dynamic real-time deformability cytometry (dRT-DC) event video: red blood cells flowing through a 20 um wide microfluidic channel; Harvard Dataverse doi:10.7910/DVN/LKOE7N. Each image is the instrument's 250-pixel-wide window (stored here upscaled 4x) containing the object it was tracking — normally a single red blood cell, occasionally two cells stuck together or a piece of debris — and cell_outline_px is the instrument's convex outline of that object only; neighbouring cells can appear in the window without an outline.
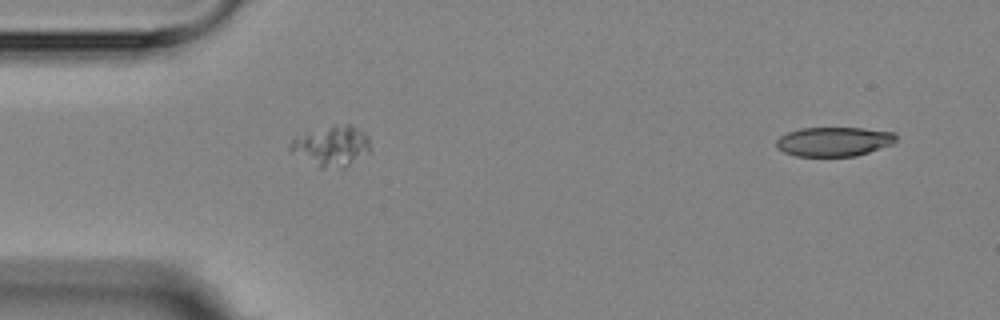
{"species": "Egyptian fruit bat (a non-hibernating species)", "species_latin": "Rousettus aegyptiacus", "temperature_condition": "room temperature", "stored_images_in_passage": 3, "segment_of_instrument_passage": [2, 2], "camera_frame_rate_fps": 3000, "um_per_image_px": 0.085, "animal": {"sex": "female"}, "frame": {"image": 1, "passage_image": 3, "time_ms": 2.667, "image_size_px": [1000, 320], "cell_outline_px": [[896, 140], [892, 144], [856, 156], [796, 156], [784, 152], [776, 148], [776, 140], [780, 136], [788, 132], [800, 128], [864, 128], [892, 132], [896, 136]], "centroid_in_image_um": [70.85, 12.03], "position_along_channel_um": 14.2, "area_um2": 20.4}}